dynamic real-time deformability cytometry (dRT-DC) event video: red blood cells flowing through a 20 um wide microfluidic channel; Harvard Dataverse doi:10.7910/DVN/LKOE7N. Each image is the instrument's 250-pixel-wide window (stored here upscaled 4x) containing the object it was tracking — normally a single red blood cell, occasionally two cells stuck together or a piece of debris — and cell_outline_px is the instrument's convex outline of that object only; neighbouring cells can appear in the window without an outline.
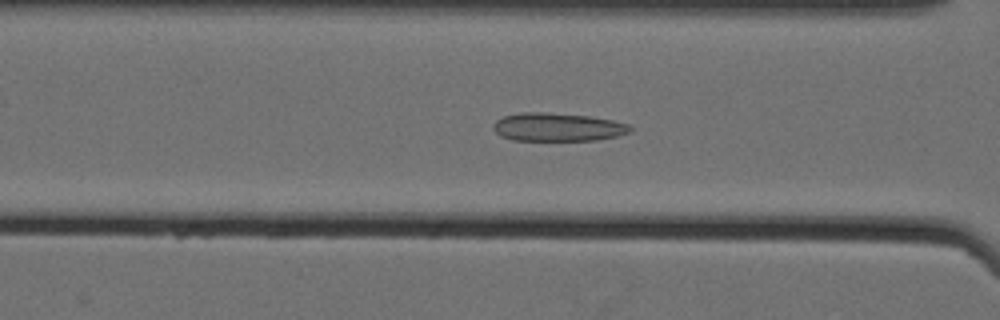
{"species": "Egyptian fruit bat (a non-hibernating species)", "species_latin": "Rousettus aegyptiacus", "temperature_condition": "cold", "stored_images_in_passage": 40, "camera_frame_rate_fps": 3000, "um_per_image_px": 0.085, "animal": {"sex": "female"}, "frame": {"image": 1, "passage_image": 17, "time_ms": 5.333, "image_size_px": [1000, 320], "cell_outline_px": [[632, 132], [616, 136], [596, 140], [512, 140], [500, 136], [492, 128], [492, 124], [496, 120], [504, 116], [520, 112], [540, 112], [588, 116], [612, 120], [628, 124], [632, 128]], "centroid_in_image_um": [47.37, 10.8], "position_along_channel_um": 119.2, "area_um2": 22.54}}
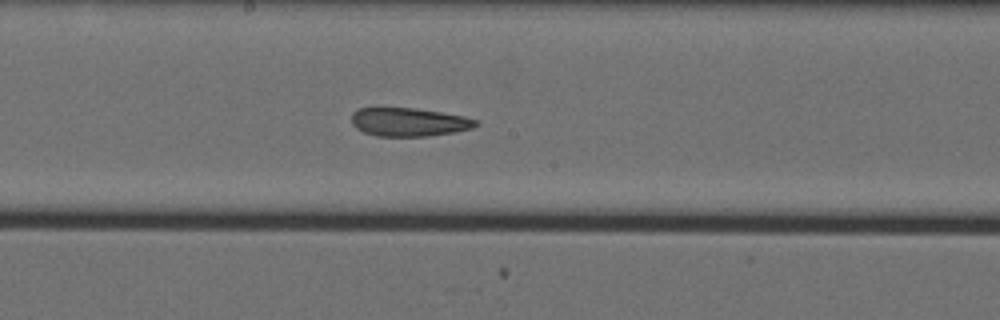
{"frame": {"image": 2, "passage_image": 25, "time_ms": 8.0, "image_size_px": [1000, 320], "cell_outline_px": [[480, 124], [472, 128], [452, 132], [428, 136], [376, 136], [364, 132], [356, 128], [352, 124], [352, 112], [360, 108], [412, 108], [440, 112], [464, 116], [476, 120]], "centroid_in_image_um": [34.74, 10.37], "position_along_channel_um": 213.5, "area_um2": 20.46}}
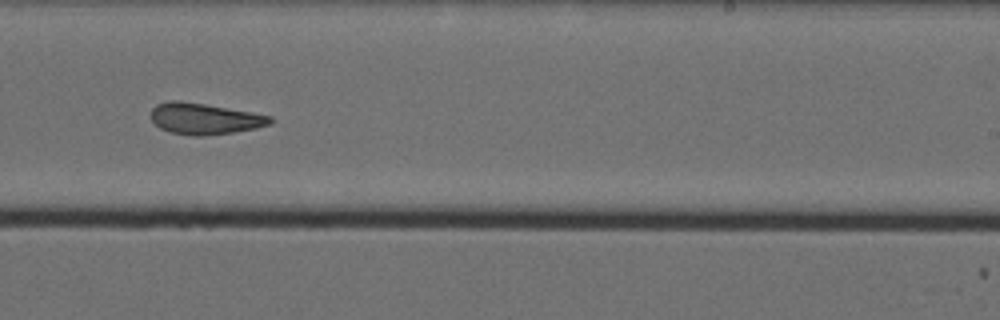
{"frame": {"image": 3, "passage_image": 30, "time_ms": 9.667, "image_size_px": [1000, 320], "cell_outline_px": [[272, 124], [256, 128], [232, 132], [204, 136], [196, 136], [168, 132], [160, 128], [152, 120], [152, 108], [156, 104], [168, 100], [180, 100], [204, 104], [272, 116]], "centroid_in_image_um": [17.36, 10.09], "position_along_channel_um": 271.6, "area_um2": 21.56}}